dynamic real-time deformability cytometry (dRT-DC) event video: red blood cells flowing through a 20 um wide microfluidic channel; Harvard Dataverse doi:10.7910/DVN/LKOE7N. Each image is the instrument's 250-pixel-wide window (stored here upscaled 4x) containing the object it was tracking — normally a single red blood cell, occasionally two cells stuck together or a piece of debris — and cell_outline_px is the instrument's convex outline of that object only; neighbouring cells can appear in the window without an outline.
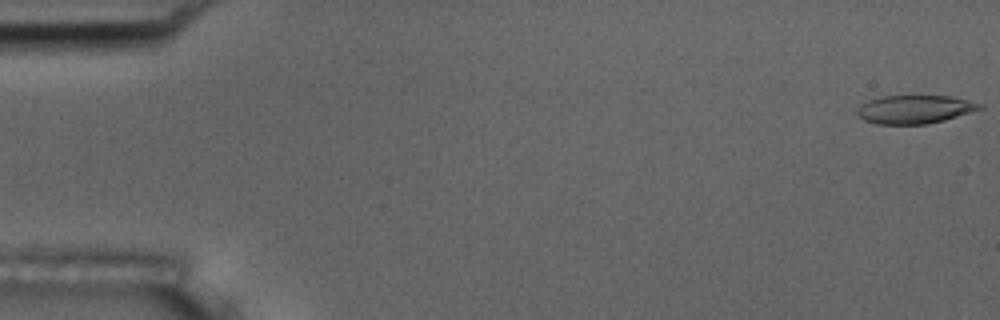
{"species": "common noctule bat (a hibernating species)", "species_latin": "Nyctalus noctula", "temperature_condition": "room temperature", "stored_images_in_passage": 15, "camera_frame_rate_fps": 3000, "um_per_image_px": 0.085, "animal": {"sex": "male", "body_mass_g": 17.5, "forearm_length_mm": 52.3}, "frame": {"image": 1, "passage_image": 1, "time_ms": 0.0, "image_size_px": [1000, 320], "cell_outline_px": [[984, 108], [944, 120], [928, 124], [876, 124], [864, 120], [856, 112], [856, 108], [860, 104], [868, 100], [884, 96], [948, 96], [968, 100], [984, 104]], "centroid_in_image_um": [77.74, 9.29], "position_along_channel_um": 7.3, "area_um2": 20.29}}
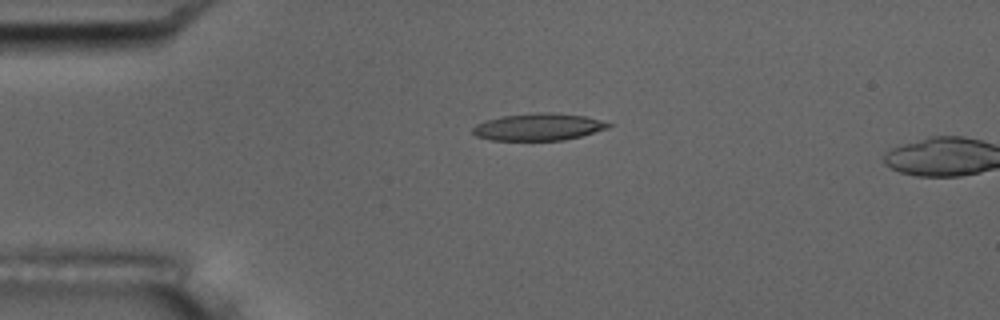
{"frame": {"image": 2, "passage_image": 13, "time_ms": 4.0, "image_size_px": [1000, 320], "cell_outline_px": [[616, 124], [608, 128], [580, 136], [564, 140], [492, 140], [476, 136], [472, 132], [472, 128], [476, 124], [484, 120], [504, 116], [540, 112], [552, 112], [584, 116]], "centroid_in_image_um": [45.77, 10.78], "position_along_channel_um": 39.2, "area_um2": 21.39}}